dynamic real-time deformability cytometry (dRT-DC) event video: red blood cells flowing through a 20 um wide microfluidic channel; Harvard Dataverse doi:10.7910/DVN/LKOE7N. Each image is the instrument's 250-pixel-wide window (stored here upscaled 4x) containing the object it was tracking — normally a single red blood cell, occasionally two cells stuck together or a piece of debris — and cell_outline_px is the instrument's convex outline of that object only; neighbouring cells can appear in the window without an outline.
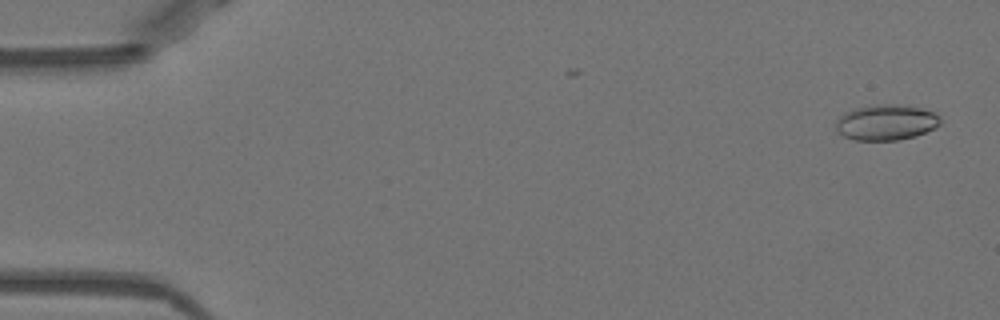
{"species": "Egyptian fruit bat (a non-hibernating species)", "species_latin": "Rousettus aegyptiacus", "temperature_condition": "warm", "stored_images_in_passage": 7, "camera_frame_rate_fps": 3000, "um_per_image_px": 0.085, "animal": {"sex": "female"}, "frame": {"image": 1, "passage_image": 2, "time_ms": 0.333, "image_size_px": [1000, 320], "cell_outline_px": [[940, 124], [936, 128], [900, 140], [856, 140], [844, 136], [836, 132], [836, 120], [844, 112], [856, 108], [884, 104], [892, 104], [920, 108], [936, 112], [940, 116]], "centroid_in_image_um": [75.32, 10.41], "position_along_channel_um": 9.7, "area_um2": 21.56}}